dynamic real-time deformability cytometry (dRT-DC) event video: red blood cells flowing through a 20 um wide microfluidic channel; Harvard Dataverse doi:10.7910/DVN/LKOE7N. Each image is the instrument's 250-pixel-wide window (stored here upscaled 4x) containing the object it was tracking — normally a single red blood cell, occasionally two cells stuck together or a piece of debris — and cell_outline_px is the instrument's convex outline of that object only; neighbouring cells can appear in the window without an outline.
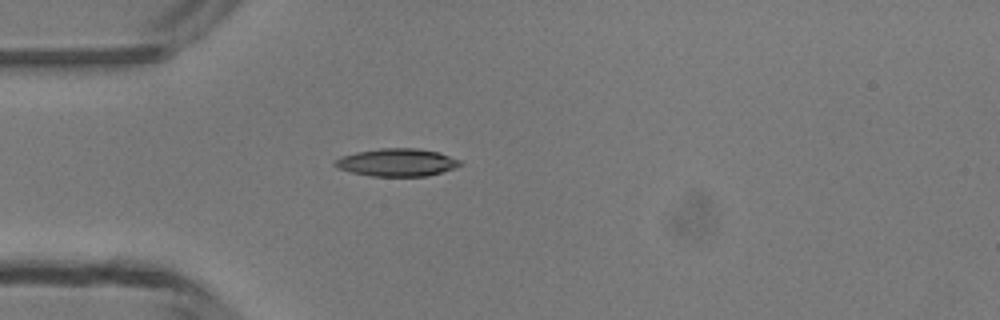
{"species": "common noctule bat (a hibernating species)", "species_latin": "Nyctalus noctula", "temperature_condition": "room temperature", "stored_images_in_passage": 4, "camera_frame_rate_fps": 3000, "um_per_image_px": 0.085, "animal": {"sex": "male", "body_mass_g": 13.3}, "frame": {"image": 1, "passage_image": 2, "time_ms": 2.0, "image_size_px": [1000, 320], "cell_outline_px": [[464, 164], [456, 168], [428, 176], [372, 176], [352, 172], [336, 168], [332, 164], [340, 156], [356, 152], [380, 148], [416, 148], [440, 152], [460, 160]], "centroid_in_image_um": [33.76, 13.8], "position_along_channel_um": 51.2, "area_um2": 20.4}}
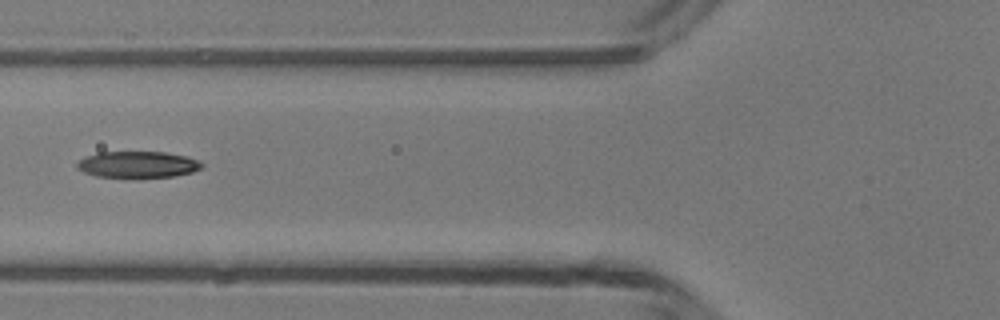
{"frame": {"image": 2, "passage_image": 4, "time_ms": 3.667, "image_size_px": [1000, 320], "cell_outline_px": [[204, 164], [200, 168], [192, 172], [172, 176], [96, 176], [84, 172], [76, 168], [76, 164], [84, 156], [96, 152], [164, 152], [188, 156], [200, 160]], "centroid_in_image_um": [11.7, 13.95], "position_along_channel_um": 114.1, "area_um2": 18.96}}